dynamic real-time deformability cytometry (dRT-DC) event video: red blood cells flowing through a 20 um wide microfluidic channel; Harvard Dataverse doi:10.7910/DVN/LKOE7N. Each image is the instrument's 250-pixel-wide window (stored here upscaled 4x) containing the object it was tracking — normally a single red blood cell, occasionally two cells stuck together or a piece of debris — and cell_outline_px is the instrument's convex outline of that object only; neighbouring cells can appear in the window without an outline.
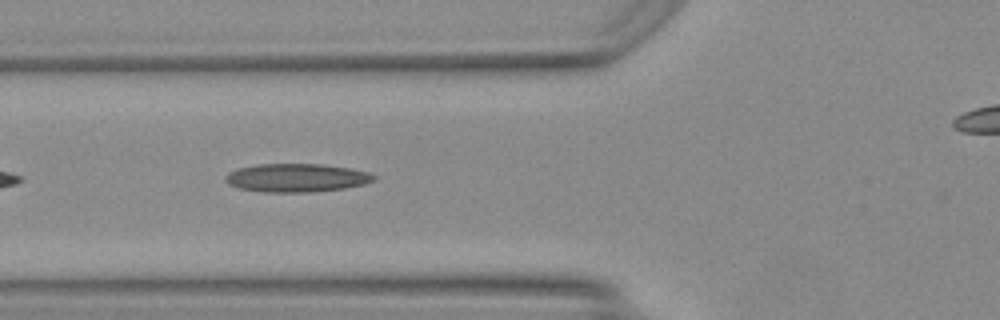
{"species": "Egyptian fruit bat (a non-hibernating species)", "species_latin": "Rousettus aegyptiacus", "temperature_condition": "warm", "stored_images_in_passage": 8, "camera_frame_rate_fps": 3000, "um_per_image_px": 0.085, "animal": {"sex": "female"}, "frame": {"image": 1, "passage_image": 4, "time_ms": 1.0, "image_size_px": [1000, 320], "cell_outline_px": [[376, 180], [364, 184], [344, 188], [308, 192], [260, 192], [240, 188], [228, 184], [224, 180], [224, 176], [228, 172], [236, 168], [260, 164], [320, 164], [348, 168], [368, 172], [376, 176]], "centroid_in_image_um": [25.16, 15.11], "position_along_channel_um": 100.6, "area_um2": 24.57}}